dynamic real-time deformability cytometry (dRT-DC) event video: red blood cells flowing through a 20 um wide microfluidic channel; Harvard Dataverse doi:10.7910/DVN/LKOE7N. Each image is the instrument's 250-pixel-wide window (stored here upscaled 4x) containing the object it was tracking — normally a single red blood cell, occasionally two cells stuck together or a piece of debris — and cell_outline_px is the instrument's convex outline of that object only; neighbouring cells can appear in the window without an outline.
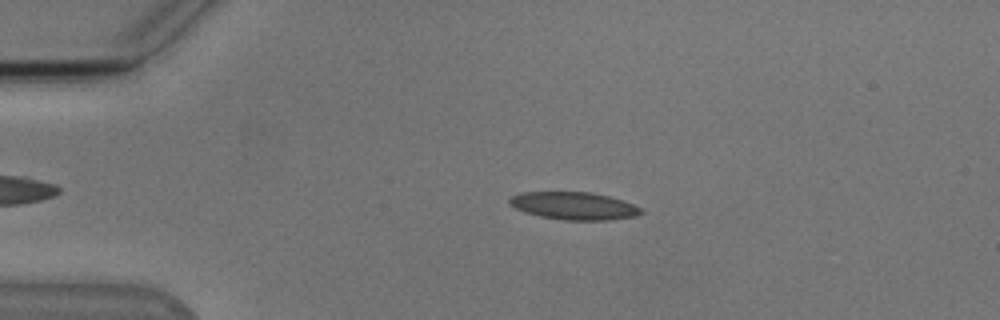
{"species": "Egyptian fruit bat (a non-hibernating species)", "species_latin": "Rousettus aegyptiacus", "temperature_condition": "cold", "stored_images_in_passage": 53, "camera_frame_rate_fps": 3000, "um_per_image_px": 0.085, "animal": {"sex": "male"}, "frame": {"image": 1, "passage_image": 11, "time_ms": 3.333, "image_size_px": [1000, 320], "cell_outline_px": [[644, 212], [636, 216], [608, 220], [564, 220], [540, 216], [524, 212], [508, 204], [508, 200], [512, 196], [520, 192], [592, 192], [608, 196], [644, 208]], "centroid_in_image_um": [48.78, 17.5], "position_along_channel_um": 36.2, "area_um2": 21.21}}
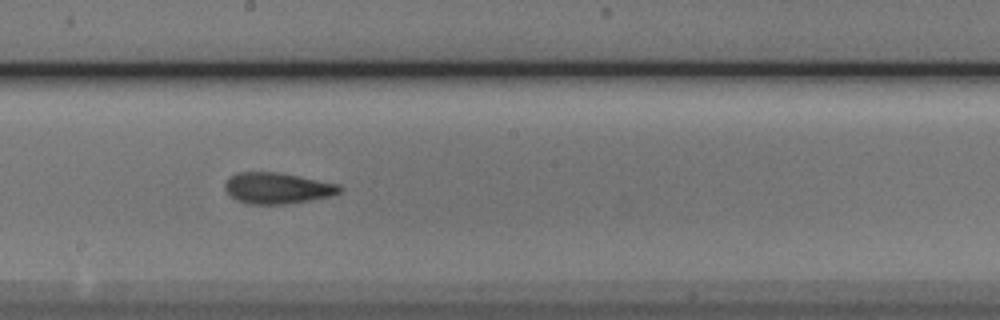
{"frame": {"image": 2, "passage_image": 29, "time_ms": 9.333, "image_size_px": [1000, 320], "cell_outline_px": [[344, 188], [340, 192], [332, 196], [288, 204], [248, 204], [236, 200], [224, 188], [224, 184], [236, 172], [276, 172], [340, 184]], "centroid_in_image_um": [23.6, 16.0], "position_along_channel_um": 224.6, "area_um2": 20.75}}
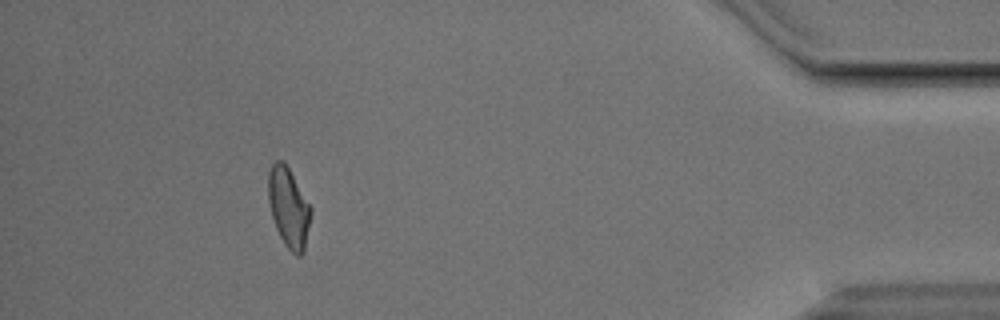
{"frame": {"image": 3, "passage_image": 48, "time_ms": 15.667, "image_size_px": [1000, 320], "cell_outline_px": [[312, 212], [304, 252], [300, 256], [296, 256], [284, 244], [276, 228], [272, 216], [268, 200], [268, 172], [272, 164], [276, 160], [284, 160], [312, 208]], "centroid_in_image_um": [24.54, 17.64], "position_along_channel_um": 410.7, "area_um2": 19.88}, "authors_computed_cell_mechanics": {"area_um2": 20.6346, "velocity_mm_per_s": 3.8225, "shape_relaxation_time_tau1_ms": 6.0041, "shape_relaxation_time_tau2_ms": 2.032, "deformation_change_tau1": 0.1437, "deformation_change_tau2": 0.0889}}